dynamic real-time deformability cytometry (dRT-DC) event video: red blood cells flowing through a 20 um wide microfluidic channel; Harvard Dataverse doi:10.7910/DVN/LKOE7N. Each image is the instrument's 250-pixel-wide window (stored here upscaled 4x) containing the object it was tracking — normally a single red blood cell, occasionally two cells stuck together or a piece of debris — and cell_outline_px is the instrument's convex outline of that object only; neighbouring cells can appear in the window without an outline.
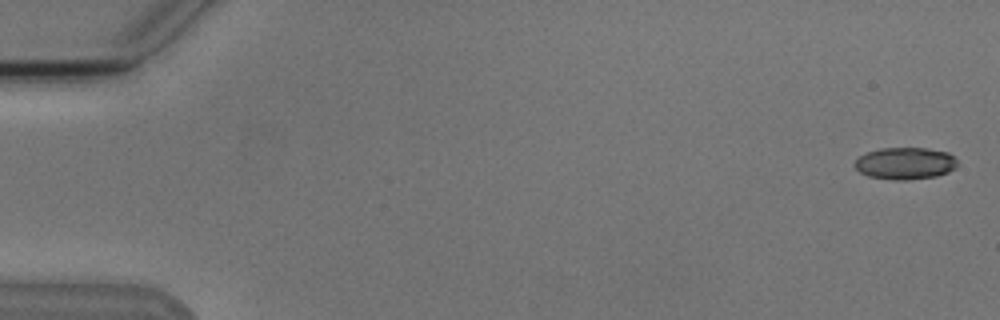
{"species": "Egyptian fruit bat (a non-hibernating species)", "species_latin": "Rousettus aegyptiacus", "temperature_condition": "cold", "stored_images_in_passage": 5, "camera_frame_rate_fps": 3000, "um_per_image_px": 0.085, "animal": {"sex": "male"}, "frame": {"image": 1, "passage_image": 1, "time_ms": 0.0, "image_size_px": [1000, 320], "cell_outline_px": [[960, 164], [956, 168], [948, 172], [936, 176], [904, 180], [896, 180], [868, 176], [860, 172], [852, 164], [856, 156], [880, 148], [928, 148], [948, 152]], "centroid_in_image_um": [76.92, 13.88], "position_along_channel_um": 8.1, "area_um2": 19.36}}
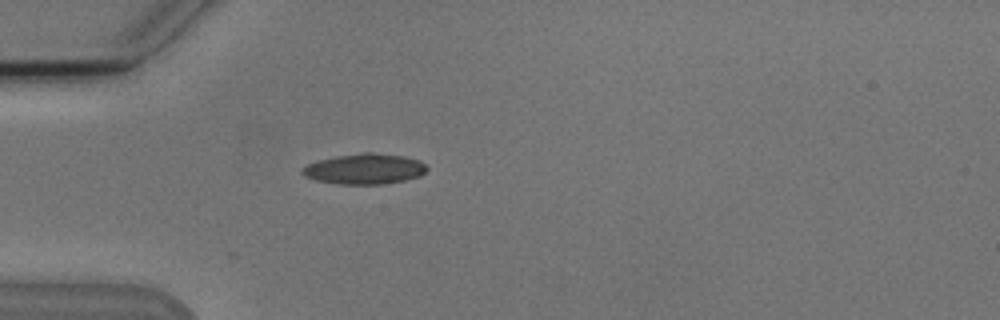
{"frame": {"image": 2, "passage_image": 5, "time_ms": 5.0, "image_size_px": [1000, 320], "cell_outline_px": [[428, 168], [420, 176], [404, 180], [384, 184], [340, 184], [316, 180], [304, 176], [300, 172], [300, 168], [308, 164], [320, 160], [336, 156], [364, 152], [372, 152], [404, 156], [420, 160]], "centroid_in_image_um": [30.98, 14.35], "position_along_channel_um": 54.0, "area_um2": 22.14}}